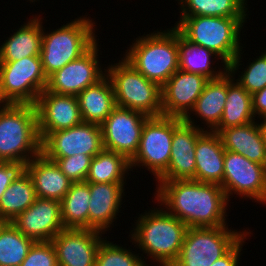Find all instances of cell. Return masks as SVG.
<instances>
[{"instance_id":"1","label":"cell","mask_w":266,"mask_h":266,"mask_svg":"<svg viewBox=\"0 0 266 266\" xmlns=\"http://www.w3.org/2000/svg\"><path fill=\"white\" fill-rule=\"evenodd\" d=\"M156 183L155 201L188 228L228 226L230 200L220 185L193 179Z\"/></svg>"},{"instance_id":"2","label":"cell","mask_w":266,"mask_h":266,"mask_svg":"<svg viewBox=\"0 0 266 266\" xmlns=\"http://www.w3.org/2000/svg\"><path fill=\"white\" fill-rule=\"evenodd\" d=\"M175 28L189 41L203 46L221 59L235 77L242 64L241 29L246 17L181 16ZM242 52V53H241Z\"/></svg>"},{"instance_id":"3","label":"cell","mask_w":266,"mask_h":266,"mask_svg":"<svg viewBox=\"0 0 266 266\" xmlns=\"http://www.w3.org/2000/svg\"><path fill=\"white\" fill-rule=\"evenodd\" d=\"M159 206L137 217L130 242L154 263L171 266L179 257L188 227Z\"/></svg>"},{"instance_id":"4","label":"cell","mask_w":266,"mask_h":266,"mask_svg":"<svg viewBox=\"0 0 266 266\" xmlns=\"http://www.w3.org/2000/svg\"><path fill=\"white\" fill-rule=\"evenodd\" d=\"M41 154L37 110L32 104H0V161L28 163Z\"/></svg>"},{"instance_id":"5","label":"cell","mask_w":266,"mask_h":266,"mask_svg":"<svg viewBox=\"0 0 266 266\" xmlns=\"http://www.w3.org/2000/svg\"><path fill=\"white\" fill-rule=\"evenodd\" d=\"M139 36L124 58L148 80L162 87L179 69L178 30L175 27Z\"/></svg>"},{"instance_id":"6","label":"cell","mask_w":266,"mask_h":266,"mask_svg":"<svg viewBox=\"0 0 266 266\" xmlns=\"http://www.w3.org/2000/svg\"><path fill=\"white\" fill-rule=\"evenodd\" d=\"M92 20L79 17L51 33L43 28L40 58L47 78L79 58L97 41L95 21Z\"/></svg>"},{"instance_id":"7","label":"cell","mask_w":266,"mask_h":266,"mask_svg":"<svg viewBox=\"0 0 266 266\" xmlns=\"http://www.w3.org/2000/svg\"><path fill=\"white\" fill-rule=\"evenodd\" d=\"M105 71L117 107L140 111L149 117L162 116L161 87L157 83L148 80L124 57L108 65Z\"/></svg>"},{"instance_id":"8","label":"cell","mask_w":266,"mask_h":266,"mask_svg":"<svg viewBox=\"0 0 266 266\" xmlns=\"http://www.w3.org/2000/svg\"><path fill=\"white\" fill-rule=\"evenodd\" d=\"M247 232L231 230L228 226L189 227L179 257L171 266H211Z\"/></svg>"},{"instance_id":"9","label":"cell","mask_w":266,"mask_h":266,"mask_svg":"<svg viewBox=\"0 0 266 266\" xmlns=\"http://www.w3.org/2000/svg\"><path fill=\"white\" fill-rule=\"evenodd\" d=\"M40 56L23 57L20 60L0 62L1 104H32L47 88Z\"/></svg>"},{"instance_id":"10","label":"cell","mask_w":266,"mask_h":266,"mask_svg":"<svg viewBox=\"0 0 266 266\" xmlns=\"http://www.w3.org/2000/svg\"><path fill=\"white\" fill-rule=\"evenodd\" d=\"M179 117H149L143 126L139 148L130 160V168L144 166L156 180L168 169L175 127Z\"/></svg>"},{"instance_id":"11","label":"cell","mask_w":266,"mask_h":266,"mask_svg":"<svg viewBox=\"0 0 266 266\" xmlns=\"http://www.w3.org/2000/svg\"><path fill=\"white\" fill-rule=\"evenodd\" d=\"M221 187L228 200L234 193L240 198L248 197L257 203L266 204V166L225 150Z\"/></svg>"},{"instance_id":"12","label":"cell","mask_w":266,"mask_h":266,"mask_svg":"<svg viewBox=\"0 0 266 266\" xmlns=\"http://www.w3.org/2000/svg\"><path fill=\"white\" fill-rule=\"evenodd\" d=\"M146 114L117 107L100 125L103 148L124 155L129 161L138 151Z\"/></svg>"},{"instance_id":"13","label":"cell","mask_w":266,"mask_h":266,"mask_svg":"<svg viewBox=\"0 0 266 266\" xmlns=\"http://www.w3.org/2000/svg\"><path fill=\"white\" fill-rule=\"evenodd\" d=\"M103 149L101 126L86 122L51 132L41 141V153L46 158L70 157L76 154L93 158Z\"/></svg>"},{"instance_id":"14","label":"cell","mask_w":266,"mask_h":266,"mask_svg":"<svg viewBox=\"0 0 266 266\" xmlns=\"http://www.w3.org/2000/svg\"><path fill=\"white\" fill-rule=\"evenodd\" d=\"M97 41L79 58L67 63L48 77L47 90L60 95L77 96L96 84L106 73L99 63Z\"/></svg>"},{"instance_id":"15","label":"cell","mask_w":266,"mask_h":266,"mask_svg":"<svg viewBox=\"0 0 266 266\" xmlns=\"http://www.w3.org/2000/svg\"><path fill=\"white\" fill-rule=\"evenodd\" d=\"M186 116L174 129L168 169L156 181L195 180V145L205 128Z\"/></svg>"},{"instance_id":"16","label":"cell","mask_w":266,"mask_h":266,"mask_svg":"<svg viewBox=\"0 0 266 266\" xmlns=\"http://www.w3.org/2000/svg\"><path fill=\"white\" fill-rule=\"evenodd\" d=\"M208 78L178 69L161 87L162 116L185 118L203 92Z\"/></svg>"},{"instance_id":"17","label":"cell","mask_w":266,"mask_h":266,"mask_svg":"<svg viewBox=\"0 0 266 266\" xmlns=\"http://www.w3.org/2000/svg\"><path fill=\"white\" fill-rule=\"evenodd\" d=\"M103 232L64 228L52 240L58 266H95Z\"/></svg>"},{"instance_id":"18","label":"cell","mask_w":266,"mask_h":266,"mask_svg":"<svg viewBox=\"0 0 266 266\" xmlns=\"http://www.w3.org/2000/svg\"><path fill=\"white\" fill-rule=\"evenodd\" d=\"M41 141L51 132L83 122L77 96L60 95L45 89L35 104Z\"/></svg>"},{"instance_id":"19","label":"cell","mask_w":266,"mask_h":266,"mask_svg":"<svg viewBox=\"0 0 266 266\" xmlns=\"http://www.w3.org/2000/svg\"><path fill=\"white\" fill-rule=\"evenodd\" d=\"M11 223L35 242L51 241L64 229L61 203L57 200L37 197L35 202Z\"/></svg>"},{"instance_id":"20","label":"cell","mask_w":266,"mask_h":266,"mask_svg":"<svg viewBox=\"0 0 266 266\" xmlns=\"http://www.w3.org/2000/svg\"><path fill=\"white\" fill-rule=\"evenodd\" d=\"M88 229L105 233L122 207L126 183H90ZM113 223V224H112Z\"/></svg>"},{"instance_id":"21","label":"cell","mask_w":266,"mask_h":266,"mask_svg":"<svg viewBox=\"0 0 266 266\" xmlns=\"http://www.w3.org/2000/svg\"><path fill=\"white\" fill-rule=\"evenodd\" d=\"M224 155L221 138L214 131H204L195 145V180L222 185L224 176Z\"/></svg>"},{"instance_id":"22","label":"cell","mask_w":266,"mask_h":266,"mask_svg":"<svg viewBox=\"0 0 266 266\" xmlns=\"http://www.w3.org/2000/svg\"><path fill=\"white\" fill-rule=\"evenodd\" d=\"M26 171L33 181L38 198L61 201L72 184L56 162L42 153L27 163Z\"/></svg>"},{"instance_id":"23","label":"cell","mask_w":266,"mask_h":266,"mask_svg":"<svg viewBox=\"0 0 266 266\" xmlns=\"http://www.w3.org/2000/svg\"><path fill=\"white\" fill-rule=\"evenodd\" d=\"M218 134L225 150L241 154L250 161L266 166V147L259 121L228 127Z\"/></svg>"},{"instance_id":"24","label":"cell","mask_w":266,"mask_h":266,"mask_svg":"<svg viewBox=\"0 0 266 266\" xmlns=\"http://www.w3.org/2000/svg\"><path fill=\"white\" fill-rule=\"evenodd\" d=\"M13 32L10 37L0 46V62L20 60L23 57L40 56L43 35V18L32 15Z\"/></svg>"},{"instance_id":"25","label":"cell","mask_w":266,"mask_h":266,"mask_svg":"<svg viewBox=\"0 0 266 266\" xmlns=\"http://www.w3.org/2000/svg\"><path fill=\"white\" fill-rule=\"evenodd\" d=\"M83 122L101 125L116 108L113 86L105 75L77 95Z\"/></svg>"},{"instance_id":"26","label":"cell","mask_w":266,"mask_h":266,"mask_svg":"<svg viewBox=\"0 0 266 266\" xmlns=\"http://www.w3.org/2000/svg\"><path fill=\"white\" fill-rule=\"evenodd\" d=\"M226 96L227 72L222 77L209 80L205 84L203 92L187 116L196 115V117L200 118V121H203V124H206L205 131H214L219 126L222 118Z\"/></svg>"},{"instance_id":"27","label":"cell","mask_w":266,"mask_h":266,"mask_svg":"<svg viewBox=\"0 0 266 266\" xmlns=\"http://www.w3.org/2000/svg\"><path fill=\"white\" fill-rule=\"evenodd\" d=\"M234 79L228 71L226 104L219 126L214 130L216 133L228 127L245 125L256 120L251 94Z\"/></svg>"},{"instance_id":"28","label":"cell","mask_w":266,"mask_h":266,"mask_svg":"<svg viewBox=\"0 0 266 266\" xmlns=\"http://www.w3.org/2000/svg\"><path fill=\"white\" fill-rule=\"evenodd\" d=\"M220 59L213 51L187 40L178 31V62L179 69L189 73H197L209 80L222 77L228 72V67L215 70L211 67L213 57ZM212 57V58H211Z\"/></svg>"},{"instance_id":"29","label":"cell","mask_w":266,"mask_h":266,"mask_svg":"<svg viewBox=\"0 0 266 266\" xmlns=\"http://www.w3.org/2000/svg\"><path fill=\"white\" fill-rule=\"evenodd\" d=\"M90 190L88 182H72L61 203L64 228L88 229Z\"/></svg>"},{"instance_id":"30","label":"cell","mask_w":266,"mask_h":266,"mask_svg":"<svg viewBox=\"0 0 266 266\" xmlns=\"http://www.w3.org/2000/svg\"><path fill=\"white\" fill-rule=\"evenodd\" d=\"M36 198L33 181L26 171L9 185L0 199V219L11 222L29 208Z\"/></svg>"},{"instance_id":"31","label":"cell","mask_w":266,"mask_h":266,"mask_svg":"<svg viewBox=\"0 0 266 266\" xmlns=\"http://www.w3.org/2000/svg\"><path fill=\"white\" fill-rule=\"evenodd\" d=\"M128 171L130 161L124 155L103 149L92 158L86 182L126 183Z\"/></svg>"},{"instance_id":"32","label":"cell","mask_w":266,"mask_h":266,"mask_svg":"<svg viewBox=\"0 0 266 266\" xmlns=\"http://www.w3.org/2000/svg\"><path fill=\"white\" fill-rule=\"evenodd\" d=\"M180 16L247 17V0H176Z\"/></svg>"},{"instance_id":"33","label":"cell","mask_w":266,"mask_h":266,"mask_svg":"<svg viewBox=\"0 0 266 266\" xmlns=\"http://www.w3.org/2000/svg\"><path fill=\"white\" fill-rule=\"evenodd\" d=\"M34 242L11 222H3L0 225V266H19Z\"/></svg>"},{"instance_id":"34","label":"cell","mask_w":266,"mask_h":266,"mask_svg":"<svg viewBox=\"0 0 266 266\" xmlns=\"http://www.w3.org/2000/svg\"><path fill=\"white\" fill-rule=\"evenodd\" d=\"M132 249H126L116 243L103 239L99 245L96 255L95 266H148L142 260L140 253L131 252Z\"/></svg>"},{"instance_id":"35","label":"cell","mask_w":266,"mask_h":266,"mask_svg":"<svg viewBox=\"0 0 266 266\" xmlns=\"http://www.w3.org/2000/svg\"><path fill=\"white\" fill-rule=\"evenodd\" d=\"M246 68L236 80L252 95L266 86V51L250 62Z\"/></svg>"},{"instance_id":"36","label":"cell","mask_w":266,"mask_h":266,"mask_svg":"<svg viewBox=\"0 0 266 266\" xmlns=\"http://www.w3.org/2000/svg\"><path fill=\"white\" fill-rule=\"evenodd\" d=\"M55 161L61 171L72 182L86 181L92 157L84 154H76L70 157L48 158Z\"/></svg>"},{"instance_id":"37","label":"cell","mask_w":266,"mask_h":266,"mask_svg":"<svg viewBox=\"0 0 266 266\" xmlns=\"http://www.w3.org/2000/svg\"><path fill=\"white\" fill-rule=\"evenodd\" d=\"M19 266H58L54 245L51 241L34 242Z\"/></svg>"},{"instance_id":"38","label":"cell","mask_w":266,"mask_h":266,"mask_svg":"<svg viewBox=\"0 0 266 266\" xmlns=\"http://www.w3.org/2000/svg\"><path fill=\"white\" fill-rule=\"evenodd\" d=\"M26 162L0 161V199L9 185L26 172Z\"/></svg>"},{"instance_id":"39","label":"cell","mask_w":266,"mask_h":266,"mask_svg":"<svg viewBox=\"0 0 266 266\" xmlns=\"http://www.w3.org/2000/svg\"><path fill=\"white\" fill-rule=\"evenodd\" d=\"M251 234V231L247 232L224 256L217 259L211 266H238L240 252L243 250L242 246L246 243L244 240Z\"/></svg>"},{"instance_id":"40","label":"cell","mask_w":266,"mask_h":266,"mask_svg":"<svg viewBox=\"0 0 266 266\" xmlns=\"http://www.w3.org/2000/svg\"><path fill=\"white\" fill-rule=\"evenodd\" d=\"M252 96V108L255 117L257 119L266 118V86L260 90L255 92Z\"/></svg>"},{"instance_id":"41","label":"cell","mask_w":266,"mask_h":266,"mask_svg":"<svg viewBox=\"0 0 266 266\" xmlns=\"http://www.w3.org/2000/svg\"><path fill=\"white\" fill-rule=\"evenodd\" d=\"M259 120H263V121H260L259 125H260V129H261L262 136L264 139V144L266 147V118L259 119Z\"/></svg>"}]
</instances>
